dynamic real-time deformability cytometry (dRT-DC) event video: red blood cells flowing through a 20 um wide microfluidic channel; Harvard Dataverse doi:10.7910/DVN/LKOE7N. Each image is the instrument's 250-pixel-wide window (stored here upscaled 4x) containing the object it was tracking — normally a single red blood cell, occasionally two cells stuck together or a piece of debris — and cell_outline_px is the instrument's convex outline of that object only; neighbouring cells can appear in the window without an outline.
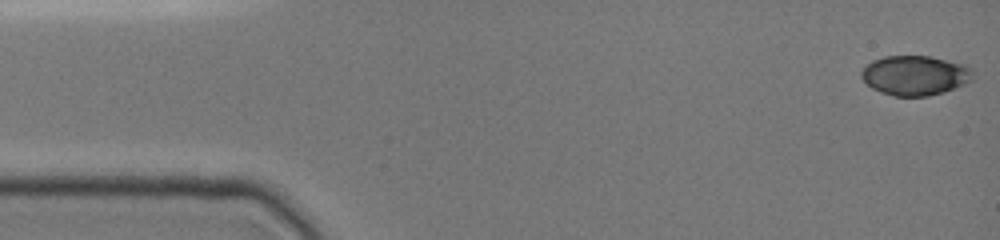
{"species": "common noctule bat (a hibernating species)", "species_latin": "Nyctalus noctula", "temperature_condition": "cold", "stored_images_in_passage": 19, "camera_frame_rate_fps": 3000, "um_per_image_px": 0.085, "animal": {"sex": "female", "body_mass_g": 19.0, "forearm_length_mm": 51.5}, "frame": {"image": 1, "passage_image": 1, "time_ms": 0.0, "image_size_px": [1000, 240], "cell_outline_px": [[972, 80], [964, 84], [944, 92], [928, 96], [896, 96], [880, 92], [872, 88], [860, 76], [860, 72], [872, 60], [884, 56], [928, 56], [968, 64], [972, 68]], "centroid_in_image_um": [77.8, 6.4], "position_along_channel_um": 7.2, "area_um2": 25.89}}
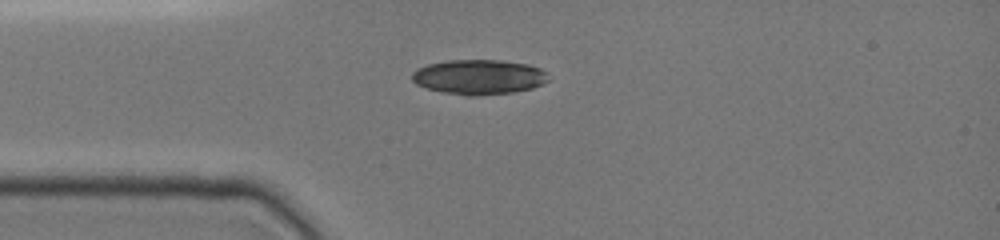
{"frame": {"image": 2, "passage_image": 15, "time_ms": 3.667, "image_size_px": [1000, 240], "cell_outline_px": [[548, 80], [532, 88], [512, 92], [476, 96], [468, 96], [444, 92], [428, 88], [416, 84], [412, 80], [412, 72], [416, 68], [428, 64], [448, 60], [500, 60], [528, 64], [540, 68], [548, 72]], "centroid_in_image_um": [40.7, 6.53], "position_along_channel_um": 44.3, "area_um2": 27.69}}